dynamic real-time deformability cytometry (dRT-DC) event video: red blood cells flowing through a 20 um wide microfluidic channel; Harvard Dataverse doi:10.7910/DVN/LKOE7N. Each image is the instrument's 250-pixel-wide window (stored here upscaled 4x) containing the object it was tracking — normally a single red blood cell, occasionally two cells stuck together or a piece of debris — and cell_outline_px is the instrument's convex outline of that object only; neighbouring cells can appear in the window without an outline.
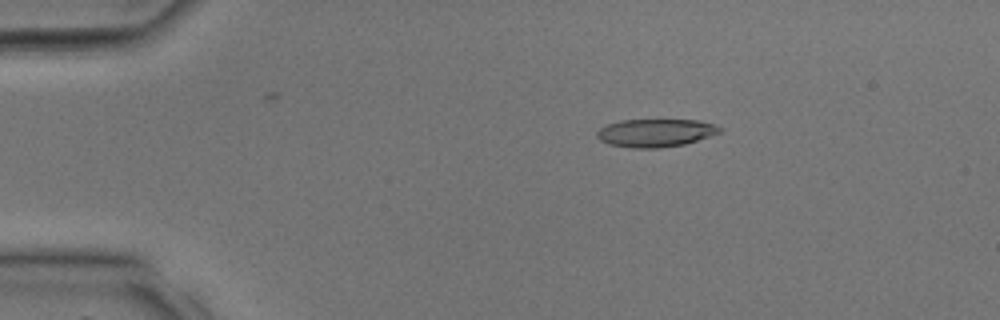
{"species": "common noctule bat (a hibernating species)", "species_latin": "Nyctalus noctula", "temperature_condition": "room temperature", "stored_images_in_passage": 28, "camera_frame_rate_fps": 3000, "um_per_image_px": 0.085, "animal": {"sex": "male", "body_mass_g": 17.9, "forearm_length_mm": 54.2}, "frame": {"image": 1, "passage_image": 1, "time_ms": 0.0, "image_size_px": [1000, 320], "cell_outline_px": [[724, 128], [720, 132], [684, 144], [660, 148], [632, 148], [608, 144], [600, 140], [596, 136], [596, 132], [600, 128], [608, 124], [620, 120], [700, 120]], "centroid_in_image_um": [55.69, 11.29], "position_along_channel_um": 29.3, "area_um2": 19.94}}
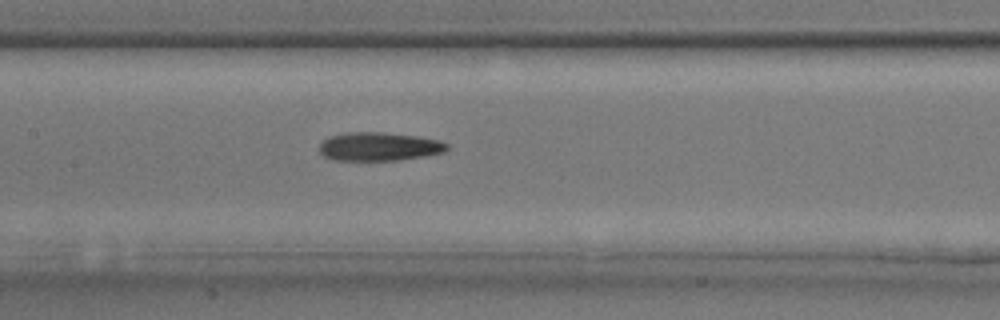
{"frame": {"image": 2, "passage_image": 11, "time_ms": 3.333, "image_size_px": [1000, 320], "cell_outline_px": [[448, 148], [444, 152], [424, 156], [400, 160], [336, 160], [324, 156], [320, 152], [320, 144], [328, 136], [348, 132], [384, 132], [416, 136], [440, 140], [448, 144]], "centroid_in_image_um": [32.23, 12.45], "position_along_channel_um": 175.2, "area_um2": 21.21}}
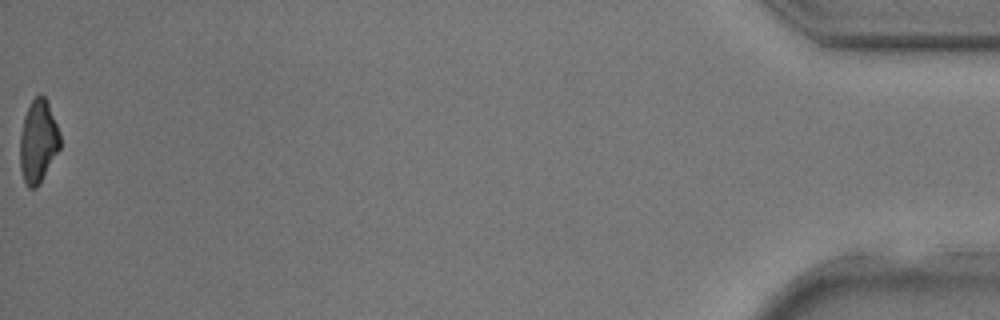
{"frame": {"image": 3, "passage_image": 28, "time_ms": 9.0, "image_size_px": [1000, 320], "cell_outline_px": [[60, 148], [36, 188], [28, 188], [24, 184], [20, 168], [20, 136], [24, 116], [32, 100], [36, 96], [44, 96], [48, 104], [60, 132]], "centroid_in_image_um": [3.23, 12.05], "position_along_channel_um": 432.0, "area_um2": 19.07}}